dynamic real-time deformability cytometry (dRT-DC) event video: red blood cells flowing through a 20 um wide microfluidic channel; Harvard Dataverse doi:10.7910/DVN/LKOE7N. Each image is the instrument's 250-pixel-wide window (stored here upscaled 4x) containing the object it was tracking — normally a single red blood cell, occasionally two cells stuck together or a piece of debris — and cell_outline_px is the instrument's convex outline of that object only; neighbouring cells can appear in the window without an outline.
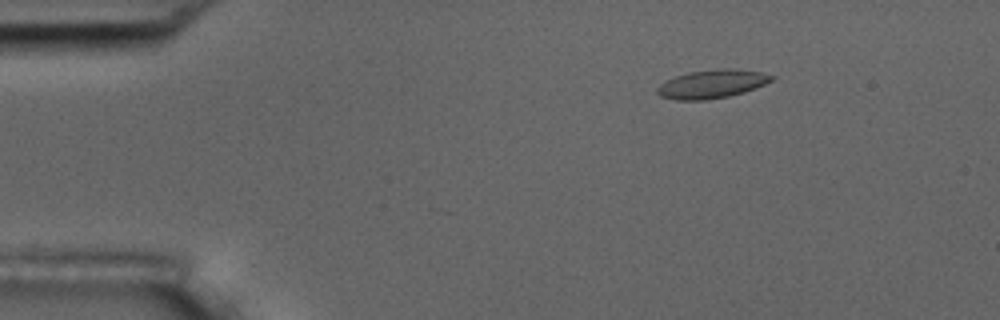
{"species": "common noctule bat (a hibernating species)", "species_latin": "Nyctalus noctula", "temperature_condition": "room temperature", "stored_images_in_passage": 4, "camera_frame_rate_fps": 3000, "um_per_image_px": 0.085, "animal": {"sex": "male", "body_mass_g": 17.5, "forearm_length_mm": 52.3}, "frame": {"image": 1, "passage_image": 1, "time_ms": 0.0, "image_size_px": [1000, 320], "cell_outline_px": [[776, 76], [772, 80], [756, 88], [744, 92], [728, 96], [704, 100], [676, 100], [660, 96], [656, 92], [656, 88], [660, 84], [676, 76], [688, 72], [720, 68], [736, 68], [760, 72]], "centroid_in_image_um": [60.52, 7.13], "position_along_channel_um": 24.5, "area_um2": 19.02}}
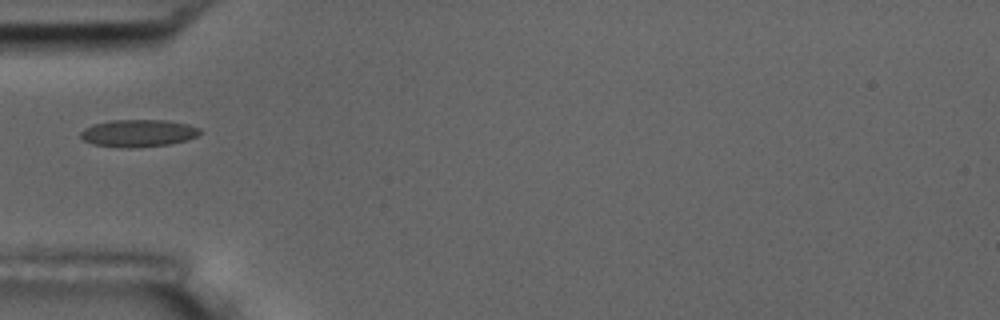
{"frame": {"image": 2, "passage_image": 4, "time_ms": 1.0, "image_size_px": [1000, 320], "cell_outline_px": [[200, 132], [196, 136], [184, 140], [168, 144], [132, 148], [120, 148], [92, 144], [84, 140], [80, 136], [80, 132], [84, 128], [92, 124], [112, 120], [164, 120], [188, 124], [200, 128]], "centroid_in_image_um": [11.69, 11.32], "position_along_channel_um": 73.3, "area_um2": 18.96}}